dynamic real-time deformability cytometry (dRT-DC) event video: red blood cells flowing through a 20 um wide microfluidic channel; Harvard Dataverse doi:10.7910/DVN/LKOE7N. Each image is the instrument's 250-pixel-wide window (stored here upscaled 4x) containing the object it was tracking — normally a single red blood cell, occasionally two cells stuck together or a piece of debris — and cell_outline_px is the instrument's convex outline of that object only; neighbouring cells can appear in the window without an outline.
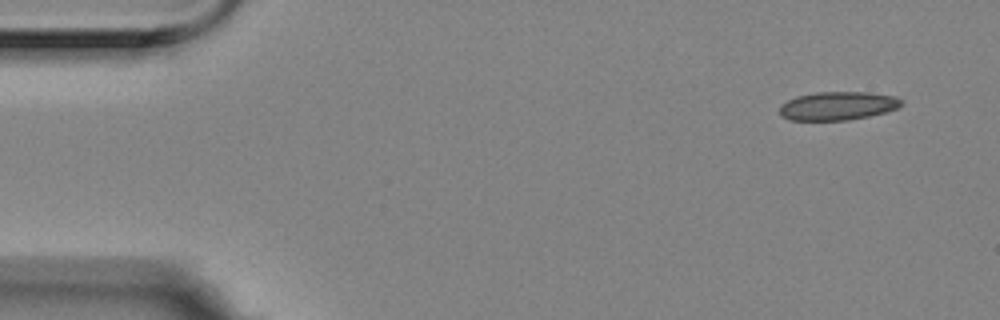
{"species": "Egyptian fruit bat (a non-hibernating species)", "species_latin": "Rousettus aegyptiacus", "temperature_condition": "room temperature", "stored_images_in_passage": 5, "segment_of_instrument_passage": [2, 2], "camera_frame_rate_fps": 3000, "um_per_image_px": 0.085, "animal": {"sex": "female"}, "frame": {"image": 1, "passage_image": 5, "time_ms": 1.333, "image_size_px": [1000, 320], "cell_outline_px": [[904, 104], [900, 108], [868, 116], [848, 120], [792, 120], [784, 116], [780, 112], [780, 104], [796, 96], [816, 92], [868, 92], [896, 96], [904, 100]], "centroid_in_image_um": [71.27, 8.98], "position_along_channel_um": 13.7, "area_um2": 20.29}}